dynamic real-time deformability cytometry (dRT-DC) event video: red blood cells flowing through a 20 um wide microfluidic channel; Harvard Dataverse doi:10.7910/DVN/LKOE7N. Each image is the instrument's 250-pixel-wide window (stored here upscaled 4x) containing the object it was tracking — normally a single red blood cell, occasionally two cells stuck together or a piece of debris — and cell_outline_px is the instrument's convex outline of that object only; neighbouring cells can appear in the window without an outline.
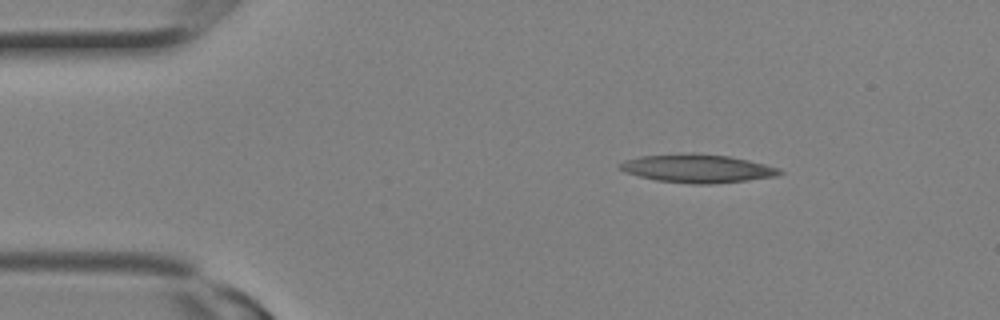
{"species": "Egyptian fruit bat (a non-hibernating species)", "species_latin": "Rousettus aegyptiacus", "temperature_condition": "room temperature", "stored_images_in_passage": 2, "camera_frame_rate_fps": 3000, "um_per_image_px": 0.085, "animal": {"sex": "female"}, "frame": {"image": 1, "passage_image": 1, "time_ms": 0.0, "image_size_px": [1000, 320], "cell_outline_px": [[784, 172], [776, 176], [744, 180], [708, 184], [692, 184], [656, 180], [624, 172], [620, 168], [620, 164], [624, 160], [640, 156], [692, 152], [728, 156], [748, 160], [780, 168]], "centroid_in_image_um": [59.26, 14.31], "position_along_channel_um": 25.7, "area_um2": 26.24}}
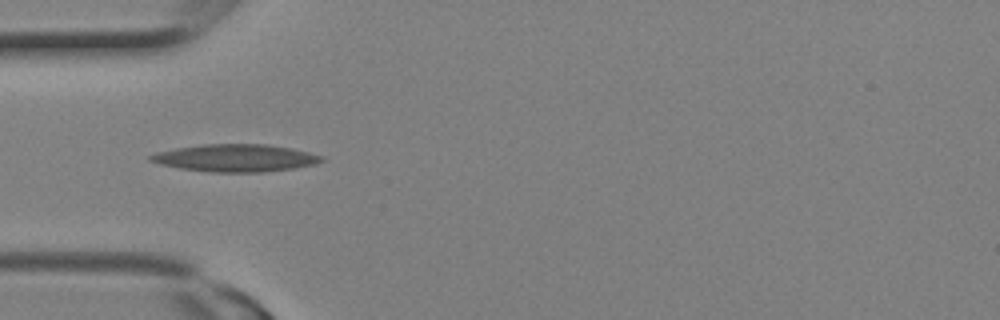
{"frame": {"image": 2, "passage_image": 2, "time_ms": 0.333, "image_size_px": [1000, 320], "cell_outline_px": [[324, 160], [316, 164], [292, 168], [260, 172], [212, 172], [180, 168], [160, 164], [148, 160], [148, 156], [156, 152], [176, 148], [204, 144], [268, 144], [292, 148], [324, 156]], "centroid_in_image_um": [20.01, 13.42], "position_along_channel_um": 65.0, "area_um2": 27.28}}